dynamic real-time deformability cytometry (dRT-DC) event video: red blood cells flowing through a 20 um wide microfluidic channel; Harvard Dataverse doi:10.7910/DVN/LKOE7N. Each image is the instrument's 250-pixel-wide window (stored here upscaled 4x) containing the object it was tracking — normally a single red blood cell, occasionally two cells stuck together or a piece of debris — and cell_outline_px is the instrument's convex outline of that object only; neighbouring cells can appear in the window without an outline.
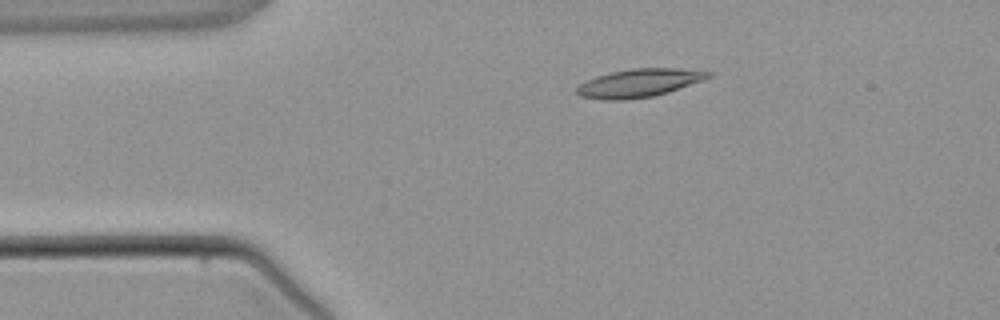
{"species": "common noctule bat (a hibernating species)", "species_latin": "Nyctalus noctula", "temperature_condition": "warm", "stored_images_in_passage": 3, "camera_frame_rate_fps": 3000, "um_per_image_px": 0.085, "animal": {"sex": "male", "body_mass_g": 21.5, "forearm_length_mm": 52.0}, "frame": {"image": 1, "passage_image": 1, "time_ms": 0.0, "image_size_px": [1000, 320], "cell_outline_px": [[716, 72], [712, 76], [668, 92], [652, 96], [624, 100], [604, 100], [580, 96], [576, 92], [576, 88], [580, 84], [596, 76], [612, 72], [632, 68], [704, 68]], "centroid_in_image_um": [54.41, 7.03], "position_along_channel_um": 30.6, "area_um2": 21.85}}